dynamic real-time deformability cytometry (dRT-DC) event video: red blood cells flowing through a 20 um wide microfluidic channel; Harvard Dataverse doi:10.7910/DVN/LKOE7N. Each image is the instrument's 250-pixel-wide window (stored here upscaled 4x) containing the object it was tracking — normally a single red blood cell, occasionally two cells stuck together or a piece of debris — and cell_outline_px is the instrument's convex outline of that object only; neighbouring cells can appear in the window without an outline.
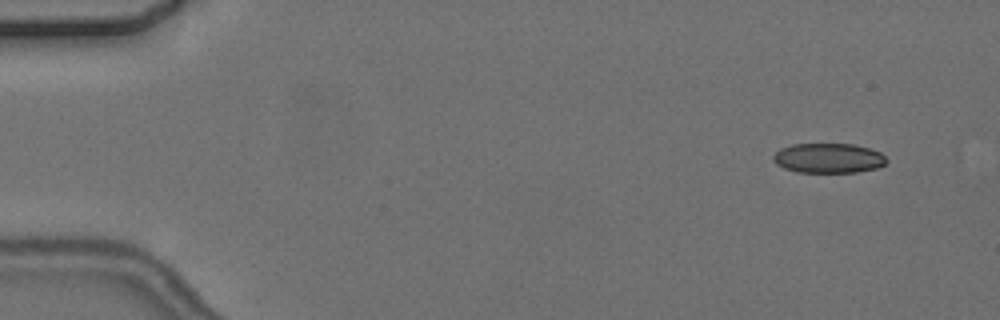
{"species": "common noctule bat (a hibernating species)", "species_latin": "Nyctalus noctula", "temperature_condition": "cold", "stored_images_in_passage": 4, "camera_frame_rate_fps": 3000, "um_per_image_px": 0.085, "animal": {"sex": "female", "body_mass_g": 24.6, "forearm_length_mm": 56.2}, "frame": {"image": 1, "passage_image": 2, "time_ms": 1.333, "image_size_px": [1000, 320], "cell_outline_px": [[888, 160], [884, 164], [876, 168], [856, 172], [796, 172], [784, 168], [776, 164], [772, 160], [772, 156], [780, 148], [792, 144], [852, 144], [868, 148], [880, 152]], "centroid_in_image_um": [70.38, 13.44], "position_along_channel_um": 14.6, "area_um2": 19.65}}